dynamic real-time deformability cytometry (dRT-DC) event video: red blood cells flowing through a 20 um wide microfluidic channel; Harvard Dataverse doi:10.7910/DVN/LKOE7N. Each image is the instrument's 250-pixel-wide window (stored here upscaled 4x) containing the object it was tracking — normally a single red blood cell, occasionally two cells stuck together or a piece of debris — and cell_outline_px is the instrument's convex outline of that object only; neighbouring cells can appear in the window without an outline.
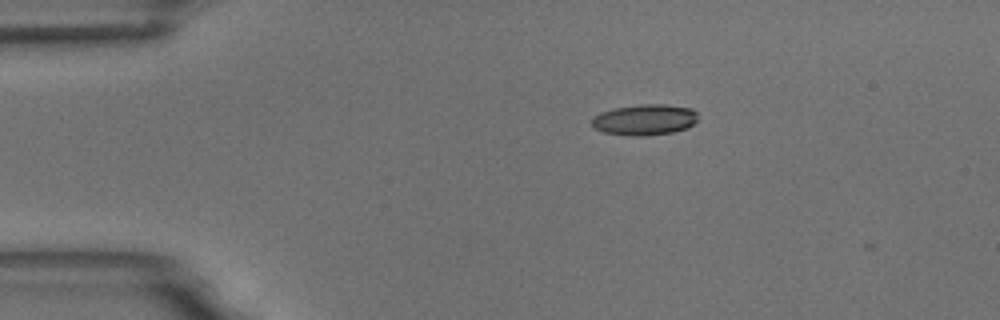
{"species": "common noctule bat (a hibernating species)", "species_latin": "Nyctalus noctula", "temperature_condition": "room temperature", "stored_images_in_passage": 4, "camera_frame_rate_fps": 3000, "um_per_image_px": 0.085, "animal": {"sex": "male", "body_mass_g": 18.8}, "frame": {"image": 1, "passage_image": 2, "time_ms": 0.333, "image_size_px": [1000, 320], "cell_outline_px": [[696, 120], [692, 124], [684, 128], [672, 132], [644, 136], [632, 136], [604, 132], [596, 128], [592, 124], [592, 116], [600, 112], [616, 108], [644, 104], [664, 104], [692, 108], [696, 112]], "centroid_in_image_um": [54.77, 10.17], "position_along_channel_um": 30.2, "area_um2": 18.84}}